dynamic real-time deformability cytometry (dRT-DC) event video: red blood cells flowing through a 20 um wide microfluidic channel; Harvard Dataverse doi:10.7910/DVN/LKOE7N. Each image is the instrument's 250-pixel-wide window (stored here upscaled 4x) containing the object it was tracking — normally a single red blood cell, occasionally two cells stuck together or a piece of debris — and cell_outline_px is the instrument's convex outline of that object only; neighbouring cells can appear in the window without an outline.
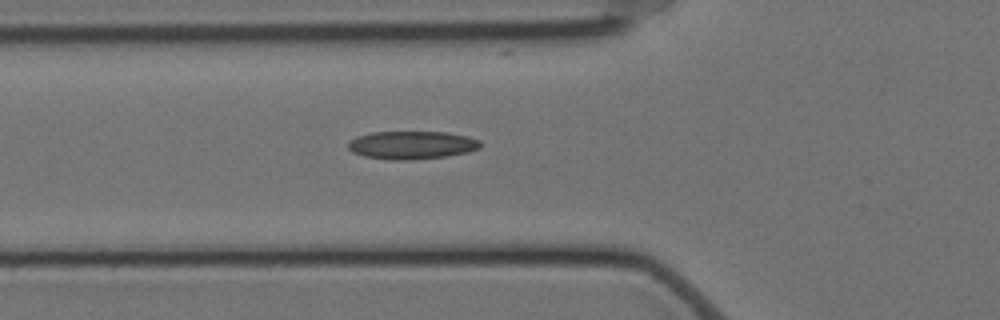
{"species": "Egyptian fruit bat (a non-hibernating species)", "species_latin": "Rousettus aegyptiacus", "temperature_condition": "cold", "stored_images_in_passage": 39, "camera_frame_rate_fps": 3000, "um_per_image_px": 0.085, "animal": {"sex": "female"}, "frame": {"image": 1, "passage_image": 2, "time_ms": 0.333, "image_size_px": [1000, 320], "cell_outline_px": [[476, 144], [472, 148], [456, 152], [432, 156], [376, 156], [364, 152], [364, 148], [372, 136], [396, 132], [420, 132], [448, 136], [464, 140]], "centroid_in_image_um": [35.25, 12.3], "position_along_channel_um": 90.6, "area_um2": 15.03}}
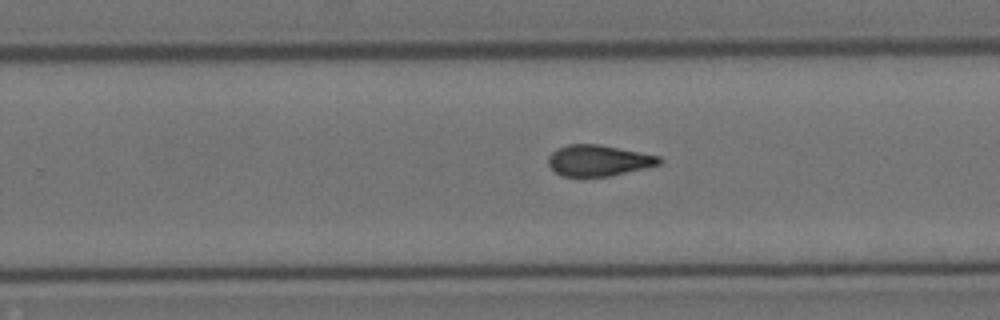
{"frame": {"image": 2, "passage_image": 18, "time_ms": 5.667, "image_size_px": [1000, 320], "cell_outline_px": [[656, 160], [652, 164], [612, 172], [588, 176], [576, 176], [560, 172], [552, 164], [552, 160], [560, 152], [568, 148], [608, 148], [652, 156]], "centroid_in_image_um": [50.83, 13.69], "position_along_channel_um": 279.0, "area_um2": 15.14}}
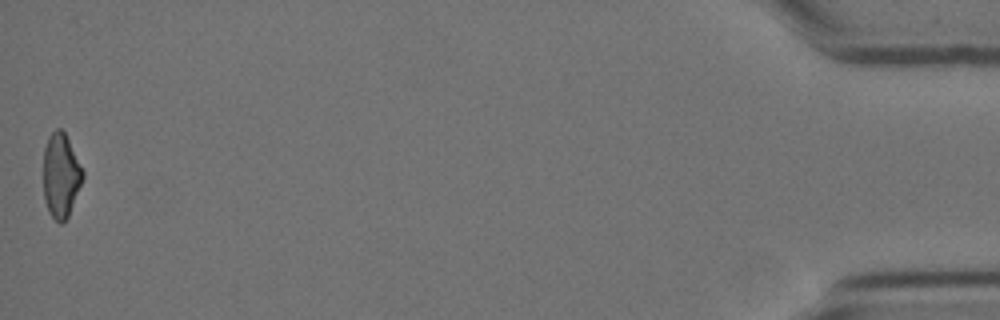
{"frame": {"image": 3, "passage_image": 39, "time_ms": 12.667, "image_size_px": [1000, 320], "cell_outline_px": [[80, 180], [68, 212], [64, 220], [60, 220], [52, 212], [48, 204], [48, 196], [56, 148], [60, 132], [64, 136], [80, 168]], "centroid_in_image_um": [5.38, 15.26], "position_along_channel_um": 429.8, "area_um2": 12.66}}